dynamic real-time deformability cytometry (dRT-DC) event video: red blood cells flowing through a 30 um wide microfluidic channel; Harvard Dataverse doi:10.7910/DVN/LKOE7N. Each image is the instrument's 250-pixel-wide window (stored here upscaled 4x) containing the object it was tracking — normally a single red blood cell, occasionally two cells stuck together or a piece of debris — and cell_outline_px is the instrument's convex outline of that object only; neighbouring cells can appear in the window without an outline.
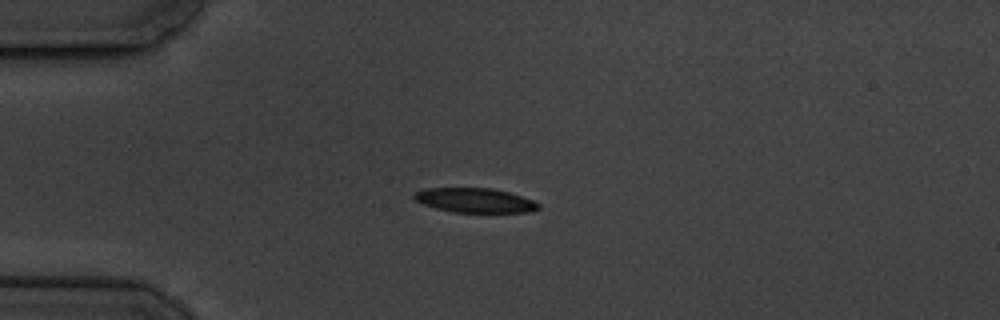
{"species": "common noctule bat (a hibernating species)", "species_latin": "Nyctalus noctula", "temperature_condition": "cold", "stored_images_in_passage": 4, "camera_frame_rate_fps": 3000, "um_per_image_px": 0.085, "animal": {"sex": "male", "body_mass_g": 19.5, "forearm_length_mm": 54.6}, "frame": {"image": 1, "passage_image": 1, "time_ms": 0.0, "image_size_px": [1000, 320], "cell_outline_px": [[540, 208], [532, 212], [452, 212], [436, 208], [424, 204], [416, 200], [412, 196], [416, 192], [424, 188], [492, 188], [508, 192], [532, 200], [540, 204]], "centroid_in_image_um": [40.37, 17.03], "position_along_channel_um": 44.6, "area_um2": 17.63}}
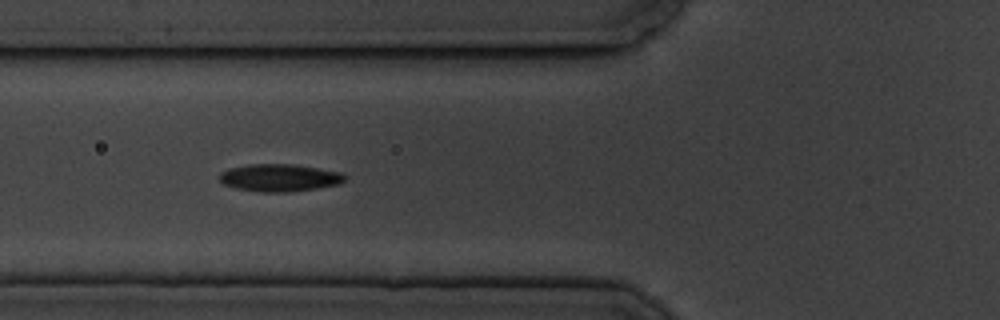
{"frame": {"image": 2, "passage_image": 3, "time_ms": 2.333, "image_size_px": [1000, 320], "cell_outline_px": [[348, 176], [340, 184], [316, 188], [288, 192], [260, 192], [236, 188], [224, 184], [220, 180], [220, 172], [228, 168], [248, 164], [292, 164], [344, 172]], "centroid_in_image_um": [23.78, 15.1], "position_along_channel_um": 102.0, "area_um2": 20.17}}
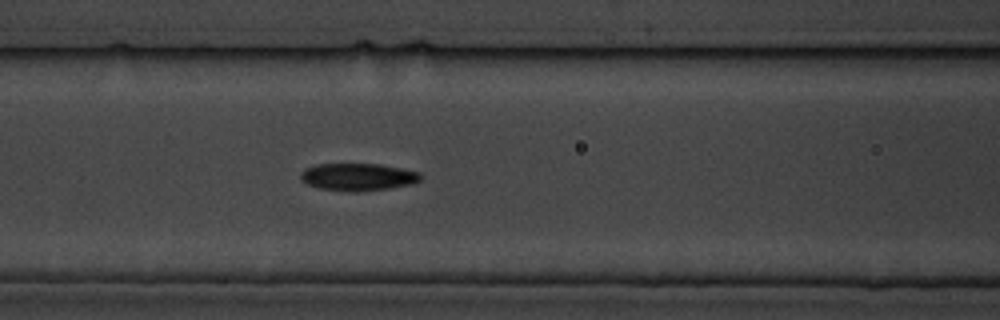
{"frame": {"image": 3, "passage_image": 4, "time_ms": 3.333, "image_size_px": [1000, 320], "cell_outline_px": [[420, 180], [412, 184], [388, 188], [356, 192], [348, 192], [320, 188], [308, 184], [300, 180], [300, 172], [304, 168], [316, 164], [380, 164], [420, 172]], "centroid_in_image_um": [30.38, 15.04], "position_along_channel_um": 136.2, "area_um2": 19.19}}